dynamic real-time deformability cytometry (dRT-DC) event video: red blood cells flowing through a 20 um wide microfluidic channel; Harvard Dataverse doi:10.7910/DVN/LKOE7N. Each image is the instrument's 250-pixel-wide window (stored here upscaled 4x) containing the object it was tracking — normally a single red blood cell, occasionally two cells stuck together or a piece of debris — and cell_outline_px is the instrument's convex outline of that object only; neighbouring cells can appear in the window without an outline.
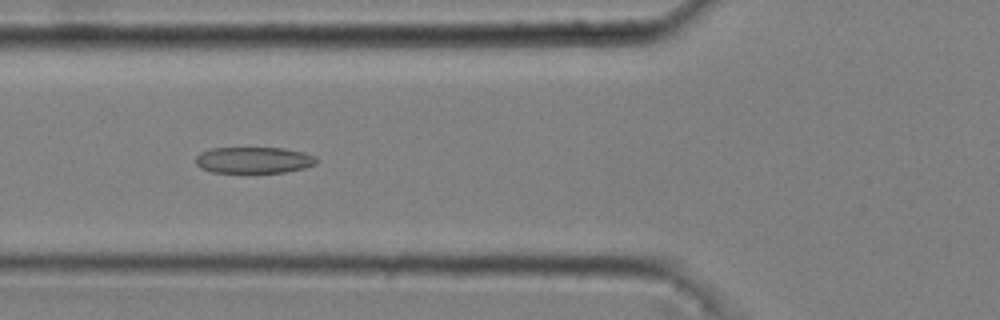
{"species": "common noctule bat (a hibernating species)", "species_latin": "Nyctalus noctula", "temperature_condition": "cold", "stored_images_in_passage": 45, "camera_frame_rate_fps": 3000, "um_per_image_px": 0.085, "animal": {"sex": "male", "body_mass_g": 20.4}, "frame": {"image": 1, "passage_image": 13, "time_ms": 4.0, "image_size_px": [1000, 320], "cell_outline_px": [[316, 164], [304, 168], [284, 172], [212, 172], [200, 168], [196, 164], [196, 156], [200, 152], [212, 148], [284, 148], [304, 152], [316, 156]], "centroid_in_image_um": [21.56, 13.6], "position_along_channel_um": 104.2, "area_um2": 18.5}}
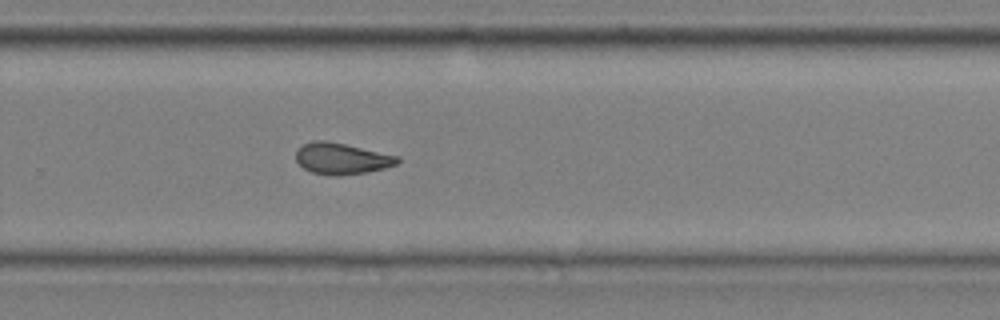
{"frame": {"image": 2, "passage_image": 29, "time_ms": 9.333, "image_size_px": [1000, 320], "cell_outline_px": [[400, 160], [396, 164], [384, 168], [368, 172], [340, 176], [332, 176], [312, 172], [304, 168], [296, 160], [296, 152], [304, 144], [312, 140], [328, 140], [400, 156]], "centroid_in_image_um": [29.06, 13.48], "position_along_channel_um": 300.7, "area_um2": 18.61}}
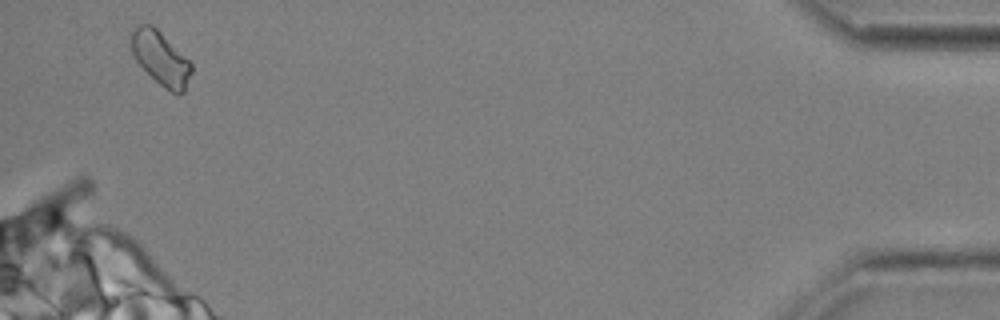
{"frame": {"image": 3, "passage_image": 44, "time_ms": 14.333, "image_size_px": [1000, 320], "cell_outline_px": [[192, 72], [184, 92], [180, 96], [164, 88], [136, 60], [128, 44], [128, 40], [132, 28], [140, 24], [152, 24], [192, 64]], "centroid_in_image_um": [13.62, 4.94], "position_along_channel_um": 421.6, "area_um2": 18.79}, "authors_computed_cell_mechanics": {"area_um2": 18.496, "velocity_mm_per_s": 3.6838, "shape_relaxation_time_tau1_ms": null, "shape_relaxation_time_tau2_ms": 2.0226, "deformation_change_tau1": null, "deformation_change_tau2": 0.0863}}